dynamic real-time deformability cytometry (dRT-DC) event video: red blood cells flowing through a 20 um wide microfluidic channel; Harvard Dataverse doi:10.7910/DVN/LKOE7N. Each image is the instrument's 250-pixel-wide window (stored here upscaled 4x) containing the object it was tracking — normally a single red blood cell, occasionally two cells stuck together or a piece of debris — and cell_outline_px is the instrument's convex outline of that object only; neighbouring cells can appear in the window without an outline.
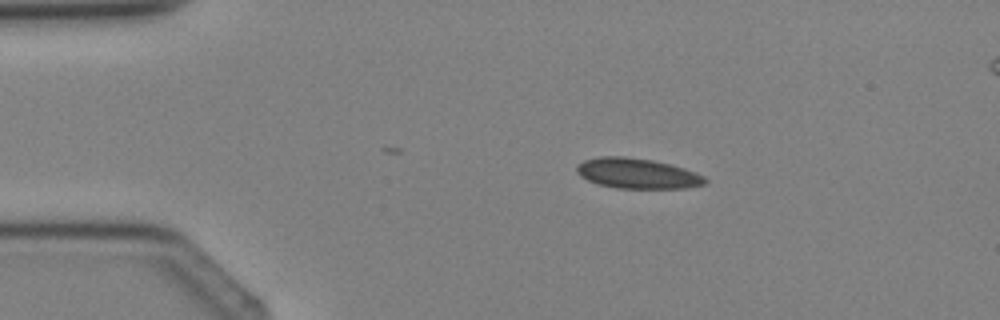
{"species": "Egyptian fruit bat (a non-hibernating species)", "species_latin": "Rousettus aegyptiacus", "temperature_condition": "cold", "stored_images_in_passage": 4, "camera_frame_rate_fps": 3000, "um_per_image_px": 0.085, "animal": {"sex": "female"}, "frame": {"image": 1, "passage_image": 2, "time_ms": 1.333, "image_size_px": [1000, 320], "cell_outline_px": [[708, 180], [704, 184], [684, 188], [616, 188], [596, 184], [580, 176], [576, 172], [576, 168], [584, 160], [600, 156], [624, 156], [652, 160], [684, 168], [696, 172], [704, 176]], "centroid_in_image_um": [54.15, 14.74], "position_along_channel_um": 30.8, "area_um2": 22.6}}